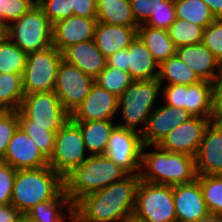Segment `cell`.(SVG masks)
Returning a JSON list of instances; mask_svg holds the SVG:
<instances>
[{
    "label": "cell",
    "mask_w": 222,
    "mask_h": 222,
    "mask_svg": "<svg viewBox=\"0 0 222 222\" xmlns=\"http://www.w3.org/2000/svg\"><path fill=\"white\" fill-rule=\"evenodd\" d=\"M52 29L53 24L36 4L7 26L6 37L24 52L30 53L53 45Z\"/></svg>",
    "instance_id": "7"
},
{
    "label": "cell",
    "mask_w": 222,
    "mask_h": 222,
    "mask_svg": "<svg viewBox=\"0 0 222 222\" xmlns=\"http://www.w3.org/2000/svg\"><path fill=\"white\" fill-rule=\"evenodd\" d=\"M17 222H33L31 219H29L25 214H23Z\"/></svg>",
    "instance_id": "51"
},
{
    "label": "cell",
    "mask_w": 222,
    "mask_h": 222,
    "mask_svg": "<svg viewBox=\"0 0 222 222\" xmlns=\"http://www.w3.org/2000/svg\"><path fill=\"white\" fill-rule=\"evenodd\" d=\"M175 54L200 80L213 83L222 72V64L203 43L176 48Z\"/></svg>",
    "instance_id": "20"
},
{
    "label": "cell",
    "mask_w": 222,
    "mask_h": 222,
    "mask_svg": "<svg viewBox=\"0 0 222 222\" xmlns=\"http://www.w3.org/2000/svg\"><path fill=\"white\" fill-rule=\"evenodd\" d=\"M137 36L159 65L176 53V47L167 30L141 24L137 27Z\"/></svg>",
    "instance_id": "26"
},
{
    "label": "cell",
    "mask_w": 222,
    "mask_h": 222,
    "mask_svg": "<svg viewBox=\"0 0 222 222\" xmlns=\"http://www.w3.org/2000/svg\"><path fill=\"white\" fill-rule=\"evenodd\" d=\"M97 18L72 15L53 24V45L62 52L65 48L94 39Z\"/></svg>",
    "instance_id": "19"
},
{
    "label": "cell",
    "mask_w": 222,
    "mask_h": 222,
    "mask_svg": "<svg viewBox=\"0 0 222 222\" xmlns=\"http://www.w3.org/2000/svg\"><path fill=\"white\" fill-rule=\"evenodd\" d=\"M212 120L213 117L193 116L168 133L158 146L166 151L195 157Z\"/></svg>",
    "instance_id": "13"
},
{
    "label": "cell",
    "mask_w": 222,
    "mask_h": 222,
    "mask_svg": "<svg viewBox=\"0 0 222 222\" xmlns=\"http://www.w3.org/2000/svg\"><path fill=\"white\" fill-rule=\"evenodd\" d=\"M197 176L222 175V123L211 121L195 156Z\"/></svg>",
    "instance_id": "16"
},
{
    "label": "cell",
    "mask_w": 222,
    "mask_h": 222,
    "mask_svg": "<svg viewBox=\"0 0 222 222\" xmlns=\"http://www.w3.org/2000/svg\"><path fill=\"white\" fill-rule=\"evenodd\" d=\"M142 148L141 133L116 126L104 155L128 174H140Z\"/></svg>",
    "instance_id": "11"
},
{
    "label": "cell",
    "mask_w": 222,
    "mask_h": 222,
    "mask_svg": "<svg viewBox=\"0 0 222 222\" xmlns=\"http://www.w3.org/2000/svg\"><path fill=\"white\" fill-rule=\"evenodd\" d=\"M167 31L175 47L180 48L202 43L204 28L192 22L176 18Z\"/></svg>",
    "instance_id": "33"
},
{
    "label": "cell",
    "mask_w": 222,
    "mask_h": 222,
    "mask_svg": "<svg viewBox=\"0 0 222 222\" xmlns=\"http://www.w3.org/2000/svg\"><path fill=\"white\" fill-rule=\"evenodd\" d=\"M133 216L144 222H177L173 186L140 180Z\"/></svg>",
    "instance_id": "8"
},
{
    "label": "cell",
    "mask_w": 222,
    "mask_h": 222,
    "mask_svg": "<svg viewBox=\"0 0 222 222\" xmlns=\"http://www.w3.org/2000/svg\"><path fill=\"white\" fill-rule=\"evenodd\" d=\"M127 55L128 49H122L115 52L113 55L106 59V64L109 67L117 68L122 71L128 72V65H127Z\"/></svg>",
    "instance_id": "47"
},
{
    "label": "cell",
    "mask_w": 222,
    "mask_h": 222,
    "mask_svg": "<svg viewBox=\"0 0 222 222\" xmlns=\"http://www.w3.org/2000/svg\"><path fill=\"white\" fill-rule=\"evenodd\" d=\"M0 161L16 170L42 168L49 165L48 159L20 127L15 131Z\"/></svg>",
    "instance_id": "18"
},
{
    "label": "cell",
    "mask_w": 222,
    "mask_h": 222,
    "mask_svg": "<svg viewBox=\"0 0 222 222\" xmlns=\"http://www.w3.org/2000/svg\"><path fill=\"white\" fill-rule=\"evenodd\" d=\"M127 65L133 80L157 79L159 64L138 36L127 47ZM156 69V70H155Z\"/></svg>",
    "instance_id": "23"
},
{
    "label": "cell",
    "mask_w": 222,
    "mask_h": 222,
    "mask_svg": "<svg viewBox=\"0 0 222 222\" xmlns=\"http://www.w3.org/2000/svg\"><path fill=\"white\" fill-rule=\"evenodd\" d=\"M118 111V97L94 83L90 92L71 114L73 121L113 120Z\"/></svg>",
    "instance_id": "17"
},
{
    "label": "cell",
    "mask_w": 222,
    "mask_h": 222,
    "mask_svg": "<svg viewBox=\"0 0 222 222\" xmlns=\"http://www.w3.org/2000/svg\"><path fill=\"white\" fill-rule=\"evenodd\" d=\"M8 110H6L2 105H0V118L7 112Z\"/></svg>",
    "instance_id": "53"
},
{
    "label": "cell",
    "mask_w": 222,
    "mask_h": 222,
    "mask_svg": "<svg viewBox=\"0 0 222 222\" xmlns=\"http://www.w3.org/2000/svg\"><path fill=\"white\" fill-rule=\"evenodd\" d=\"M82 132L85 147L89 155L104 154L111 132L117 126L113 120L74 121Z\"/></svg>",
    "instance_id": "25"
},
{
    "label": "cell",
    "mask_w": 222,
    "mask_h": 222,
    "mask_svg": "<svg viewBox=\"0 0 222 222\" xmlns=\"http://www.w3.org/2000/svg\"><path fill=\"white\" fill-rule=\"evenodd\" d=\"M63 209L68 212L69 217ZM25 215L33 222H66L67 218L71 220L70 222H75L73 204L67 196L65 188L54 198L33 206Z\"/></svg>",
    "instance_id": "24"
},
{
    "label": "cell",
    "mask_w": 222,
    "mask_h": 222,
    "mask_svg": "<svg viewBox=\"0 0 222 222\" xmlns=\"http://www.w3.org/2000/svg\"><path fill=\"white\" fill-rule=\"evenodd\" d=\"M151 147L155 151L144 152ZM196 178L195 157L166 151L158 145H143L140 180L174 186L190 183Z\"/></svg>",
    "instance_id": "2"
},
{
    "label": "cell",
    "mask_w": 222,
    "mask_h": 222,
    "mask_svg": "<svg viewBox=\"0 0 222 222\" xmlns=\"http://www.w3.org/2000/svg\"><path fill=\"white\" fill-rule=\"evenodd\" d=\"M191 117L185 109L170 105L154 108L141 133L143 145H158L168 133Z\"/></svg>",
    "instance_id": "15"
},
{
    "label": "cell",
    "mask_w": 222,
    "mask_h": 222,
    "mask_svg": "<svg viewBox=\"0 0 222 222\" xmlns=\"http://www.w3.org/2000/svg\"><path fill=\"white\" fill-rule=\"evenodd\" d=\"M124 222H144V221L138 220L134 216H131V217L127 218Z\"/></svg>",
    "instance_id": "52"
},
{
    "label": "cell",
    "mask_w": 222,
    "mask_h": 222,
    "mask_svg": "<svg viewBox=\"0 0 222 222\" xmlns=\"http://www.w3.org/2000/svg\"><path fill=\"white\" fill-rule=\"evenodd\" d=\"M198 222H222L221 220H205V221H198Z\"/></svg>",
    "instance_id": "54"
},
{
    "label": "cell",
    "mask_w": 222,
    "mask_h": 222,
    "mask_svg": "<svg viewBox=\"0 0 222 222\" xmlns=\"http://www.w3.org/2000/svg\"><path fill=\"white\" fill-rule=\"evenodd\" d=\"M86 151L81 129L70 118L56 132L54 151L48 164L64 179L88 158Z\"/></svg>",
    "instance_id": "9"
},
{
    "label": "cell",
    "mask_w": 222,
    "mask_h": 222,
    "mask_svg": "<svg viewBox=\"0 0 222 222\" xmlns=\"http://www.w3.org/2000/svg\"><path fill=\"white\" fill-rule=\"evenodd\" d=\"M202 43L222 64V18L215 19L204 29Z\"/></svg>",
    "instance_id": "39"
},
{
    "label": "cell",
    "mask_w": 222,
    "mask_h": 222,
    "mask_svg": "<svg viewBox=\"0 0 222 222\" xmlns=\"http://www.w3.org/2000/svg\"><path fill=\"white\" fill-rule=\"evenodd\" d=\"M16 169L0 161V205L11 202Z\"/></svg>",
    "instance_id": "43"
},
{
    "label": "cell",
    "mask_w": 222,
    "mask_h": 222,
    "mask_svg": "<svg viewBox=\"0 0 222 222\" xmlns=\"http://www.w3.org/2000/svg\"><path fill=\"white\" fill-rule=\"evenodd\" d=\"M161 89L158 79L134 80L122 96L118 97V110L122 109V123L117 126L136 131V127L141 124L138 131L142 133Z\"/></svg>",
    "instance_id": "5"
},
{
    "label": "cell",
    "mask_w": 222,
    "mask_h": 222,
    "mask_svg": "<svg viewBox=\"0 0 222 222\" xmlns=\"http://www.w3.org/2000/svg\"><path fill=\"white\" fill-rule=\"evenodd\" d=\"M129 174L104 154L88 158L64 178L66 194L74 205L85 195L97 192Z\"/></svg>",
    "instance_id": "3"
},
{
    "label": "cell",
    "mask_w": 222,
    "mask_h": 222,
    "mask_svg": "<svg viewBox=\"0 0 222 222\" xmlns=\"http://www.w3.org/2000/svg\"><path fill=\"white\" fill-rule=\"evenodd\" d=\"M138 26L110 25L97 22L94 41L107 59L118 50L126 49L137 36Z\"/></svg>",
    "instance_id": "22"
},
{
    "label": "cell",
    "mask_w": 222,
    "mask_h": 222,
    "mask_svg": "<svg viewBox=\"0 0 222 222\" xmlns=\"http://www.w3.org/2000/svg\"><path fill=\"white\" fill-rule=\"evenodd\" d=\"M140 174H129L73 205L75 222H124L133 216Z\"/></svg>",
    "instance_id": "1"
},
{
    "label": "cell",
    "mask_w": 222,
    "mask_h": 222,
    "mask_svg": "<svg viewBox=\"0 0 222 222\" xmlns=\"http://www.w3.org/2000/svg\"><path fill=\"white\" fill-rule=\"evenodd\" d=\"M19 126H39L57 132L71 114L54 91L25 94L18 110Z\"/></svg>",
    "instance_id": "6"
},
{
    "label": "cell",
    "mask_w": 222,
    "mask_h": 222,
    "mask_svg": "<svg viewBox=\"0 0 222 222\" xmlns=\"http://www.w3.org/2000/svg\"><path fill=\"white\" fill-rule=\"evenodd\" d=\"M24 95L22 74L0 73V105L19 110Z\"/></svg>",
    "instance_id": "32"
},
{
    "label": "cell",
    "mask_w": 222,
    "mask_h": 222,
    "mask_svg": "<svg viewBox=\"0 0 222 222\" xmlns=\"http://www.w3.org/2000/svg\"><path fill=\"white\" fill-rule=\"evenodd\" d=\"M26 59L27 53L7 37L0 41V73L23 75Z\"/></svg>",
    "instance_id": "34"
},
{
    "label": "cell",
    "mask_w": 222,
    "mask_h": 222,
    "mask_svg": "<svg viewBox=\"0 0 222 222\" xmlns=\"http://www.w3.org/2000/svg\"><path fill=\"white\" fill-rule=\"evenodd\" d=\"M61 61L62 52L54 45L27 53L26 65L22 75L24 93L53 91Z\"/></svg>",
    "instance_id": "10"
},
{
    "label": "cell",
    "mask_w": 222,
    "mask_h": 222,
    "mask_svg": "<svg viewBox=\"0 0 222 222\" xmlns=\"http://www.w3.org/2000/svg\"><path fill=\"white\" fill-rule=\"evenodd\" d=\"M213 121H222V72L213 81Z\"/></svg>",
    "instance_id": "46"
},
{
    "label": "cell",
    "mask_w": 222,
    "mask_h": 222,
    "mask_svg": "<svg viewBox=\"0 0 222 222\" xmlns=\"http://www.w3.org/2000/svg\"><path fill=\"white\" fill-rule=\"evenodd\" d=\"M188 92V85L171 84L164 86L163 99L166 105L178 107L186 110V93Z\"/></svg>",
    "instance_id": "44"
},
{
    "label": "cell",
    "mask_w": 222,
    "mask_h": 222,
    "mask_svg": "<svg viewBox=\"0 0 222 222\" xmlns=\"http://www.w3.org/2000/svg\"><path fill=\"white\" fill-rule=\"evenodd\" d=\"M202 195L211 217L222 221V175H200Z\"/></svg>",
    "instance_id": "31"
},
{
    "label": "cell",
    "mask_w": 222,
    "mask_h": 222,
    "mask_svg": "<svg viewBox=\"0 0 222 222\" xmlns=\"http://www.w3.org/2000/svg\"><path fill=\"white\" fill-rule=\"evenodd\" d=\"M37 4L52 24L73 15V0H37Z\"/></svg>",
    "instance_id": "38"
},
{
    "label": "cell",
    "mask_w": 222,
    "mask_h": 222,
    "mask_svg": "<svg viewBox=\"0 0 222 222\" xmlns=\"http://www.w3.org/2000/svg\"><path fill=\"white\" fill-rule=\"evenodd\" d=\"M134 80L129 72L105 66L95 78V83L115 96L120 97Z\"/></svg>",
    "instance_id": "35"
},
{
    "label": "cell",
    "mask_w": 222,
    "mask_h": 222,
    "mask_svg": "<svg viewBox=\"0 0 222 222\" xmlns=\"http://www.w3.org/2000/svg\"><path fill=\"white\" fill-rule=\"evenodd\" d=\"M97 20L110 25L139 26L132 14L130 0H97Z\"/></svg>",
    "instance_id": "27"
},
{
    "label": "cell",
    "mask_w": 222,
    "mask_h": 222,
    "mask_svg": "<svg viewBox=\"0 0 222 222\" xmlns=\"http://www.w3.org/2000/svg\"><path fill=\"white\" fill-rule=\"evenodd\" d=\"M64 188V179L49 165L18 169L11 202L22 214L33 206L54 198Z\"/></svg>",
    "instance_id": "4"
},
{
    "label": "cell",
    "mask_w": 222,
    "mask_h": 222,
    "mask_svg": "<svg viewBox=\"0 0 222 222\" xmlns=\"http://www.w3.org/2000/svg\"><path fill=\"white\" fill-rule=\"evenodd\" d=\"M157 79L161 86H163L164 80L168 81L166 85H192L201 81L195 72L182 62L176 54L159 65Z\"/></svg>",
    "instance_id": "29"
},
{
    "label": "cell",
    "mask_w": 222,
    "mask_h": 222,
    "mask_svg": "<svg viewBox=\"0 0 222 222\" xmlns=\"http://www.w3.org/2000/svg\"><path fill=\"white\" fill-rule=\"evenodd\" d=\"M97 0H73V15L96 18L97 16Z\"/></svg>",
    "instance_id": "45"
},
{
    "label": "cell",
    "mask_w": 222,
    "mask_h": 222,
    "mask_svg": "<svg viewBox=\"0 0 222 222\" xmlns=\"http://www.w3.org/2000/svg\"><path fill=\"white\" fill-rule=\"evenodd\" d=\"M22 215L12 203L0 205V222H17Z\"/></svg>",
    "instance_id": "48"
},
{
    "label": "cell",
    "mask_w": 222,
    "mask_h": 222,
    "mask_svg": "<svg viewBox=\"0 0 222 222\" xmlns=\"http://www.w3.org/2000/svg\"><path fill=\"white\" fill-rule=\"evenodd\" d=\"M36 4L37 0H0V20L8 26Z\"/></svg>",
    "instance_id": "36"
},
{
    "label": "cell",
    "mask_w": 222,
    "mask_h": 222,
    "mask_svg": "<svg viewBox=\"0 0 222 222\" xmlns=\"http://www.w3.org/2000/svg\"><path fill=\"white\" fill-rule=\"evenodd\" d=\"M164 0H130L132 14L138 25L145 24L150 16L162 5Z\"/></svg>",
    "instance_id": "42"
},
{
    "label": "cell",
    "mask_w": 222,
    "mask_h": 222,
    "mask_svg": "<svg viewBox=\"0 0 222 222\" xmlns=\"http://www.w3.org/2000/svg\"><path fill=\"white\" fill-rule=\"evenodd\" d=\"M186 111L192 116L213 117V83L201 80L188 85Z\"/></svg>",
    "instance_id": "28"
},
{
    "label": "cell",
    "mask_w": 222,
    "mask_h": 222,
    "mask_svg": "<svg viewBox=\"0 0 222 222\" xmlns=\"http://www.w3.org/2000/svg\"><path fill=\"white\" fill-rule=\"evenodd\" d=\"M7 26L0 20V41L6 38Z\"/></svg>",
    "instance_id": "50"
},
{
    "label": "cell",
    "mask_w": 222,
    "mask_h": 222,
    "mask_svg": "<svg viewBox=\"0 0 222 222\" xmlns=\"http://www.w3.org/2000/svg\"><path fill=\"white\" fill-rule=\"evenodd\" d=\"M35 143L40 152L49 160L55 144V132L39 126H19Z\"/></svg>",
    "instance_id": "37"
},
{
    "label": "cell",
    "mask_w": 222,
    "mask_h": 222,
    "mask_svg": "<svg viewBox=\"0 0 222 222\" xmlns=\"http://www.w3.org/2000/svg\"><path fill=\"white\" fill-rule=\"evenodd\" d=\"M62 59L94 79L107 65L106 58L94 39L65 48L62 51Z\"/></svg>",
    "instance_id": "21"
},
{
    "label": "cell",
    "mask_w": 222,
    "mask_h": 222,
    "mask_svg": "<svg viewBox=\"0 0 222 222\" xmlns=\"http://www.w3.org/2000/svg\"><path fill=\"white\" fill-rule=\"evenodd\" d=\"M176 20L174 0H164L163 5L153 13L145 25L152 28L167 30Z\"/></svg>",
    "instance_id": "41"
},
{
    "label": "cell",
    "mask_w": 222,
    "mask_h": 222,
    "mask_svg": "<svg viewBox=\"0 0 222 222\" xmlns=\"http://www.w3.org/2000/svg\"><path fill=\"white\" fill-rule=\"evenodd\" d=\"M94 83V78L62 59L53 91L65 109L72 114L86 98Z\"/></svg>",
    "instance_id": "12"
},
{
    "label": "cell",
    "mask_w": 222,
    "mask_h": 222,
    "mask_svg": "<svg viewBox=\"0 0 222 222\" xmlns=\"http://www.w3.org/2000/svg\"><path fill=\"white\" fill-rule=\"evenodd\" d=\"M18 127V110H8L0 118V159L4 156L8 144Z\"/></svg>",
    "instance_id": "40"
},
{
    "label": "cell",
    "mask_w": 222,
    "mask_h": 222,
    "mask_svg": "<svg viewBox=\"0 0 222 222\" xmlns=\"http://www.w3.org/2000/svg\"><path fill=\"white\" fill-rule=\"evenodd\" d=\"M211 9L216 19L222 18V0H202Z\"/></svg>",
    "instance_id": "49"
},
{
    "label": "cell",
    "mask_w": 222,
    "mask_h": 222,
    "mask_svg": "<svg viewBox=\"0 0 222 222\" xmlns=\"http://www.w3.org/2000/svg\"><path fill=\"white\" fill-rule=\"evenodd\" d=\"M176 18L192 22L204 29L216 18L202 0H174Z\"/></svg>",
    "instance_id": "30"
},
{
    "label": "cell",
    "mask_w": 222,
    "mask_h": 222,
    "mask_svg": "<svg viewBox=\"0 0 222 222\" xmlns=\"http://www.w3.org/2000/svg\"><path fill=\"white\" fill-rule=\"evenodd\" d=\"M173 196L177 222L215 220L208 212L197 179L190 183L174 185Z\"/></svg>",
    "instance_id": "14"
}]
</instances>
